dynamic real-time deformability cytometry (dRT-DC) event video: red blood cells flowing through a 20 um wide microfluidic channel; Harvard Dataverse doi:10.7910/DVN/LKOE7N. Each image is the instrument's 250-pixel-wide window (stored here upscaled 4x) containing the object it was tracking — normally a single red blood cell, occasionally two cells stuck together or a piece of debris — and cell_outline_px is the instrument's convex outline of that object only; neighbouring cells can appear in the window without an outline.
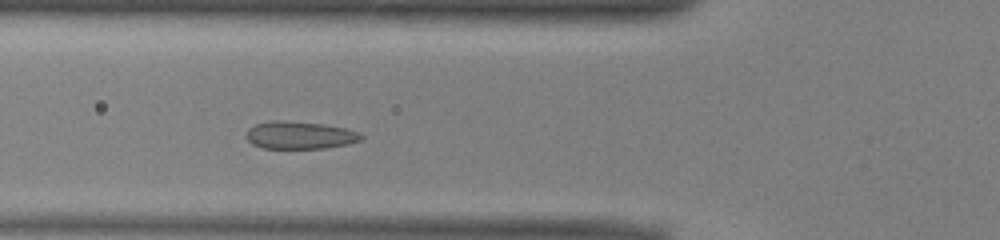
{"species": "common noctule bat (a hibernating species)", "species_latin": "Nyctalus noctula", "temperature_condition": "warm", "stored_images_in_passage": 43, "camera_frame_rate_fps": 3000, "um_per_image_px": 0.085, "animal": {"sex": "male", "body_mass_g": 13.0, "forearm_length_mm": 53.1}, "frame": {"image": 1, "passage_image": 10, "time_ms": 3.0, "image_size_px": [1000, 240], "cell_outline_px": [[364, 136], [360, 140], [348, 144], [324, 148], [264, 148], [252, 144], [244, 136], [248, 128], [256, 124], [272, 120], [280, 120], [324, 124], [344, 128], [360, 132]], "centroid_in_image_um": [25.46, 11.49], "position_along_channel_um": 100.3, "area_um2": 18.5}}
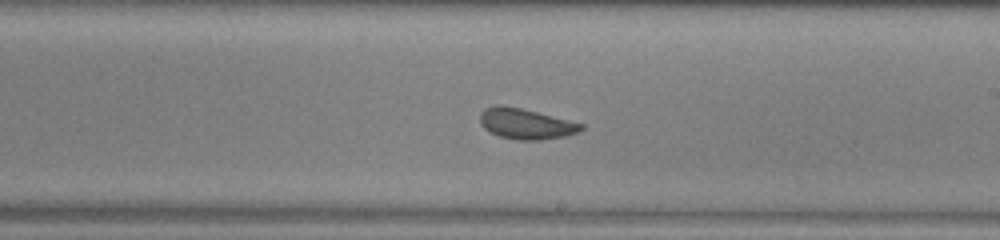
{"frame": {"image": 2, "passage_image": 21, "time_ms": 6.667, "image_size_px": [1000, 240], "cell_outline_px": [[584, 128], [568, 136], [540, 140], [516, 140], [500, 136], [484, 128], [480, 124], [480, 112], [484, 108], [496, 104], [500, 104], [520, 108], [584, 124]], "centroid_in_image_um": [44.67, 10.52], "position_along_channel_um": 244.3, "area_um2": 17.98}}
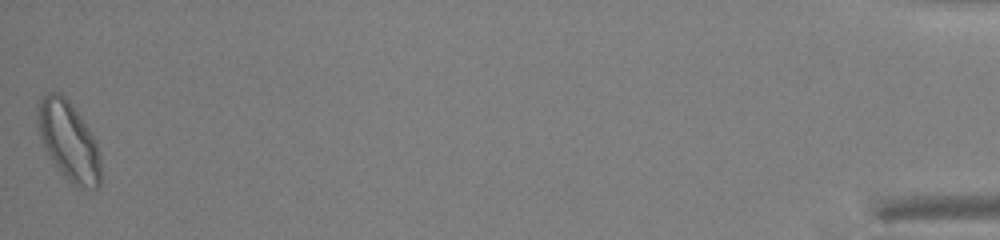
{"frame": {"image": 3, "passage_image": 43, "time_ms": 14.0, "image_size_px": [1000, 240], "cell_outline_px": [[100, 184], [96, 188], [80, 188], [72, 184], [60, 172], [44, 148], [40, 136], [36, 120], [36, 108], [40, 100], [48, 92], [60, 92], [68, 100], [84, 120], [96, 140], [100, 156]], "centroid_in_image_um": [5.83, 11.97], "position_along_channel_um": 429.4, "area_um2": 29.25}, "authors_computed_cell_mechanics": {"area_um2": 18.785, "velocity_mm_per_s": 3.9333, "shape_relaxation_time_tau1_ms": 3.7351, "shape_relaxation_time_tau2_ms": 1.1044, "deformation_change_tau1": 0.0822, "deformation_change_tau2": 0.0387}}